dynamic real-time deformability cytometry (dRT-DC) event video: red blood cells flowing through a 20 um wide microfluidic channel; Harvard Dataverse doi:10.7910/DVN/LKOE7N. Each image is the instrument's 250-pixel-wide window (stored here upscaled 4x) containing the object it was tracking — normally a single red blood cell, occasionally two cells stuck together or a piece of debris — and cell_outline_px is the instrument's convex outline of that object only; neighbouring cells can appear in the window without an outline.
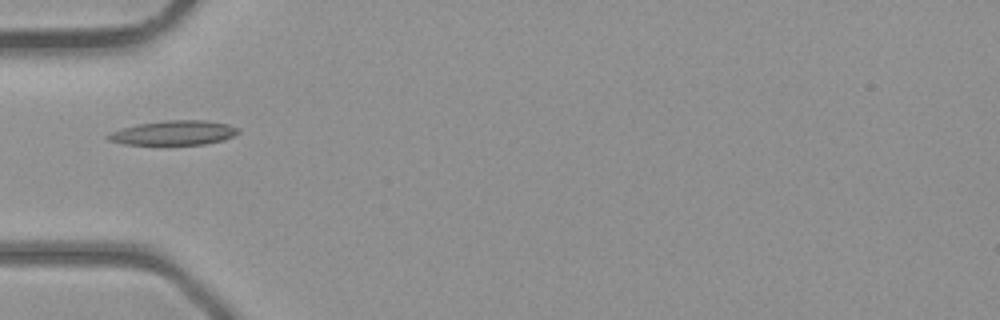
{"species": "common noctule bat (a hibernating species)", "species_latin": "Nyctalus noctula", "temperature_condition": "room temperature", "stored_images_in_passage": 4, "camera_frame_rate_fps": 3000, "um_per_image_px": 0.085, "animal": {"sex": "male", "body_mass_g": 23.1, "forearm_length_mm": 52.7}, "frame": {"image": 1, "passage_image": 4, "time_ms": 3.667, "image_size_px": [1000, 320], "cell_outline_px": [[240, 132], [224, 140], [204, 144], [124, 144], [108, 140], [104, 136], [112, 132], [124, 128], [140, 124], [164, 120], [204, 120], [228, 124], [240, 128]], "centroid_in_image_um": [14.81, 11.28], "position_along_channel_um": 70.2, "area_um2": 18.38}}